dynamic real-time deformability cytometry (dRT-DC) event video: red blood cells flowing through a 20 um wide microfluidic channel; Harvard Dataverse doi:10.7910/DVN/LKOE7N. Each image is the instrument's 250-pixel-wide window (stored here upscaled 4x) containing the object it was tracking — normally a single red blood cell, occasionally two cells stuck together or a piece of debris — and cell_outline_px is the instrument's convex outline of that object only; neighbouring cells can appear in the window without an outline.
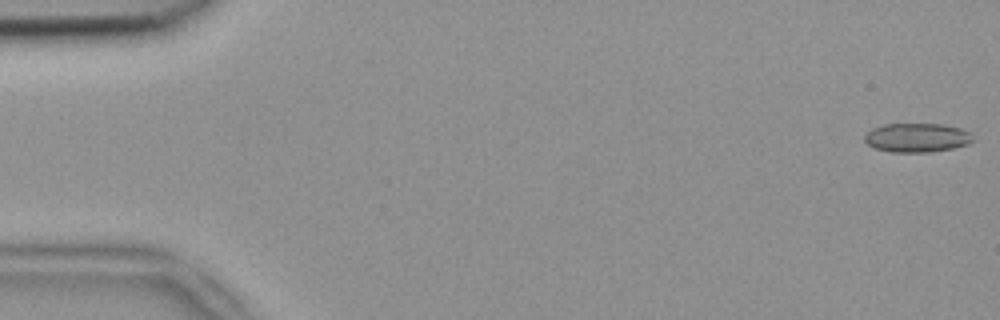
{"species": "common noctule bat (a hibernating species)", "species_latin": "Nyctalus noctula", "temperature_condition": "room temperature", "stored_images_in_passage": 5, "camera_frame_rate_fps": 3000, "um_per_image_px": 0.085, "animal": {"sex": "female", "body_mass_g": 18.4}, "frame": {"image": 1, "passage_image": 1, "time_ms": 0.0, "image_size_px": [1000, 320], "cell_outline_px": [[976, 140], [968, 144], [952, 148], [928, 152], [892, 152], [876, 148], [868, 144], [864, 140], [864, 136], [872, 128], [884, 124], [944, 124], [960, 128], [968, 132]], "centroid_in_image_um": [77.95, 11.69], "position_along_channel_um": 7.0, "area_um2": 18.26}}